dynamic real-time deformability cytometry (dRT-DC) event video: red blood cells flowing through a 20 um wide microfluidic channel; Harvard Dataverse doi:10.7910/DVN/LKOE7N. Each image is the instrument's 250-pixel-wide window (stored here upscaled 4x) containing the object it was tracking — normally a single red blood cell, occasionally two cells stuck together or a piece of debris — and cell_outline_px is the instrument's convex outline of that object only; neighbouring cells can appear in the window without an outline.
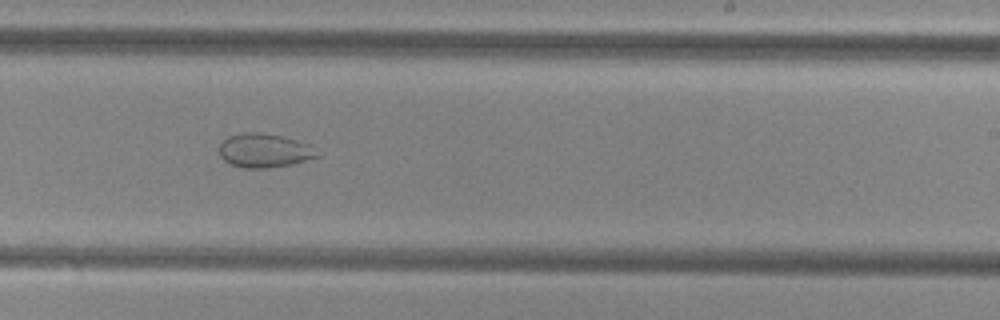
{"species": "common noctule bat (a hibernating species)", "species_latin": "Nyctalus noctula", "temperature_condition": "cold", "stored_images_in_passage": 49, "camera_frame_rate_fps": 3000, "um_per_image_px": 0.085, "animal": {"sex": "female", "body_mass_g": 29.2, "forearm_length_mm": 56.3}, "frame": {"image": 1, "passage_image": 29, "time_ms": 9.333, "image_size_px": [1000, 320], "cell_outline_px": [[320, 156], [292, 164], [268, 168], [244, 168], [232, 164], [224, 160], [220, 156], [220, 144], [228, 136], [240, 132], [260, 132], [284, 136], [312, 144]], "centroid_in_image_um": [22.5, 12.78], "position_along_channel_um": 266.5, "area_um2": 19.59}}
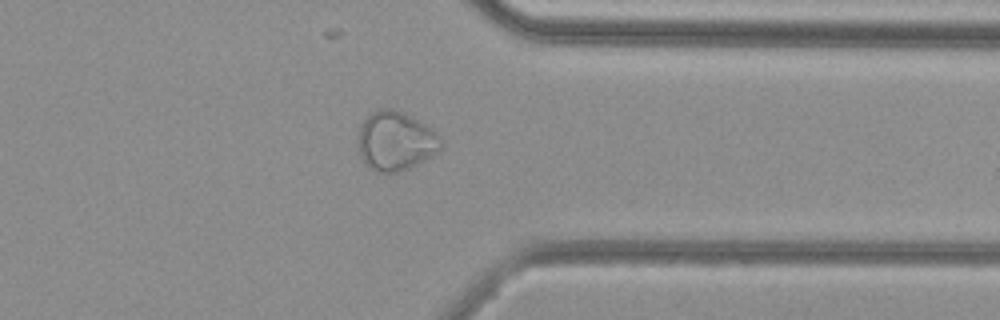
{"frame": {"image": 2, "passage_image": 38, "time_ms": 12.333, "image_size_px": [1000, 320], "cell_outline_px": [[440, 148], [432, 156], [408, 168], [388, 176], [368, 168], [364, 164], [360, 156], [356, 144], [360, 128], [364, 120], [376, 108], [392, 108], [404, 112], [412, 116], [424, 124], [440, 140]], "centroid_in_image_um": [33.53, 12.02], "position_along_channel_um": 377.9, "area_um2": 28.67}}
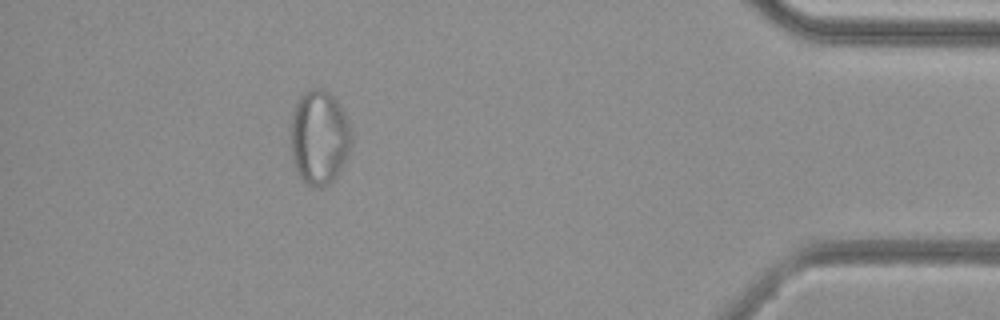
{"frame": {"image": 3, "passage_image": 44, "time_ms": 14.333, "image_size_px": [1000, 320], "cell_outline_px": [[352, 144], [348, 156], [336, 176], [328, 184], [320, 188], [316, 188], [308, 184], [300, 176], [292, 160], [292, 112], [296, 100], [304, 92], [312, 88], [324, 88], [336, 100], [344, 112], [352, 128]], "centroid_in_image_um": [27.16, 11.66], "position_along_channel_um": 408.0, "area_um2": 33.52}}